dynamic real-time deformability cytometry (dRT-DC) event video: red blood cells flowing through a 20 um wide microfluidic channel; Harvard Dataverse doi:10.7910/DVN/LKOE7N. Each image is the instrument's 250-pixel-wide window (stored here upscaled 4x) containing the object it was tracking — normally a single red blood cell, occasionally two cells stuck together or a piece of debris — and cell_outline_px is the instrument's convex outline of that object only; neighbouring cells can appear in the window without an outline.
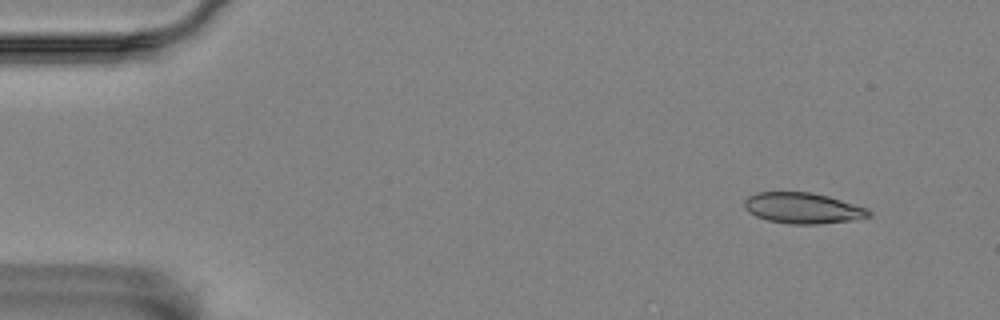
{"species": "Egyptian fruit bat (a non-hibernating species)", "species_latin": "Rousettus aegyptiacus", "temperature_condition": "room temperature", "stored_images_in_passage": 5, "camera_frame_rate_fps": 3000, "um_per_image_px": 0.085, "animal": {"sex": "female"}, "frame": {"image": 1, "passage_image": 1, "time_ms": 0.0, "image_size_px": [1000, 320], "cell_outline_px": [[872, 216], [856, 220], [816, 224], [788, 224], [768, 220], [756, 216], [748, 212], [744, 208], [744, 200], [748, 196], [756, 192], [812, 192], [828, 196], [868, 208], [872, 212]], "centroid_in_image_um": [68.25, 17.69], "position_along_channel_um": 16.7, "area_um2": 22.6}}
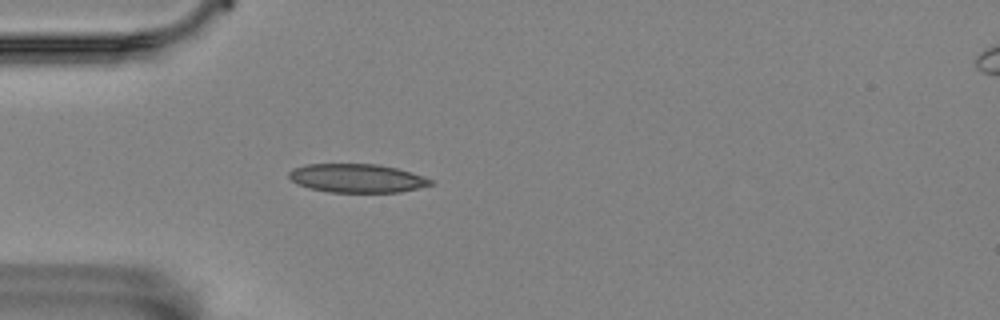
{"frame": {"image": 2, "passage_image": 4, "time_ms": 1.0, "image_size_px": [1000, 320], "cell_outline_px": [[436, 184], [400, 192], [328, 192], [296, 184], [288, 176], [288, 172], [292, 168], [308, 164], [376, 164], [396, 168], [436, 180]], "centroid_in_image_um": [30.37, 15.15], "position_along_channel_um": 54.6, "area_um2": 23.7}}